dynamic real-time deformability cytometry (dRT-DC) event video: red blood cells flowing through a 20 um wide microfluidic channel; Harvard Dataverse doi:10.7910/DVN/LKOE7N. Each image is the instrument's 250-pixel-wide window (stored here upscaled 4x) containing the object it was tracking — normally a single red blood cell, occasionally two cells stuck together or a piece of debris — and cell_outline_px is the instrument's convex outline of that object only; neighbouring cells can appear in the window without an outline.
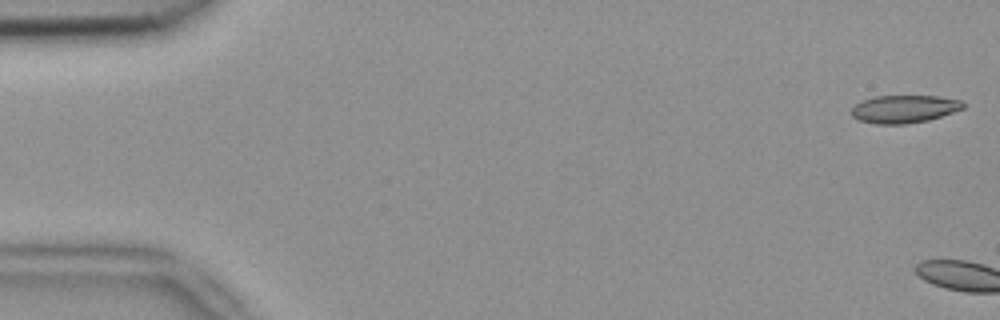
{"species": "common noctule bat (a hibernating species)", "species_latin": "Nyctalus noctula", "temperature_condition": "room temperature", "stored_images_in_passage": 4, "camera_frame_rate_fps": 3000, "um_per_image_px": 0.085, "animal": {"sex": "female", "body_mass_g": 18.4}, "frame": {"image": 1, "passage_image": 1, "time_ms": 0.0, "image_size_px": [1000, 320], "cell_outline_px": [[964, 108], [928, 120], [904, 124], [876, 124], [860, 120], [852, 116], [852, 108], [856, 104], [864, 100], [876, 96], [940, 96], [960, 100], [964, 104]], "centroid_in_image_um": [76.86, 9.26], "position_along_channel_um": 8.1, "area_um2": 17.86}}